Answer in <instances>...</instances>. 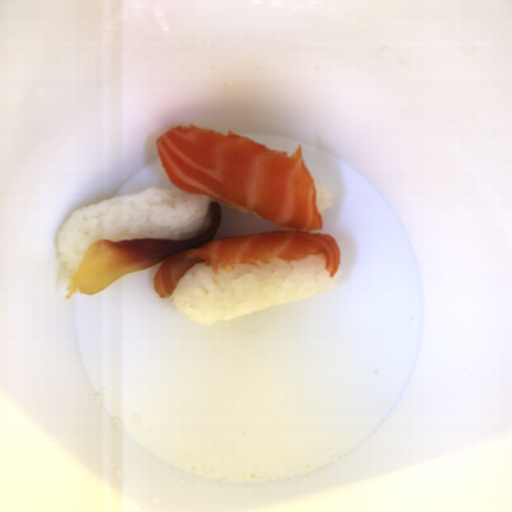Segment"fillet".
Wrapping results in <instances>:
<instances>
[{
	"label": "fillet",
	"mask_w": 512,
	"mask_h": 512,
	"mask_svg": "<svg viewBox=\"0 0 512 512\" xmlns=\"http://www.w3.org/2000/svg\"><path fill=\"white\" fill-rule=\"evenodd\" d=\"M171 183L204 195L209 204L206 229L185 240L163 238L94 241L68 279L65 299L74 293L101 292L114 281L157 263L153 287L171 298L177 283L198 263L230 272L237 265L264 267L306 257L322 258L332 278L341 264L340 248L324 227L317 206L315 180L302 144L292 154L277 151L229 130L222 134L192 123L172 127L155 140ZM291 229L213 239L221 205ZM213 239V240H212Z\"/></svg>",
	"instance_id": "1"
}]
</instances>
